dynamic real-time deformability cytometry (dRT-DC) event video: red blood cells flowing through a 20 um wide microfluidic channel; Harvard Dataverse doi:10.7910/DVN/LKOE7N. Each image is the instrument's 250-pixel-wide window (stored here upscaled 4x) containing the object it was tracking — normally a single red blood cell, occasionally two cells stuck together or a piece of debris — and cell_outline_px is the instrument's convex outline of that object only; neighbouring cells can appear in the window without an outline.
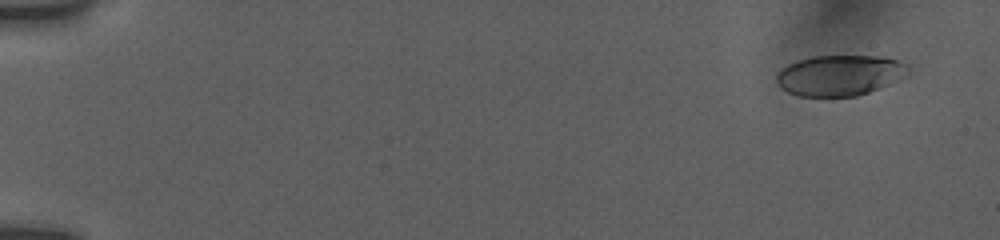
{"species": "human", "species_latin": "Homo sapiens", "temperature_condition": "room temperature", "stored_images_in_passage": 35, "camera_frame_rate_fps": 3000, "um_per_image_px": 0.085, "donor": {"sex": "female"}, "frame": {"image": 1, "passage_image": 2, "time_ms": 1.0, "image_size_px": [1000, 240], "cell_outline_px": [[912, 72], [908, 76], [868, 92], [856, 96], [796, 96], [780, 88], [776, 84], [776, 76], [780, 68], [796, 60], [812, 56], [876, 56], [896, 60], [904, 64]], "centroid_in_image_um": [71.33, 6.4], "position_along_channel_um": 13.7, "area_um2": 31.33}}
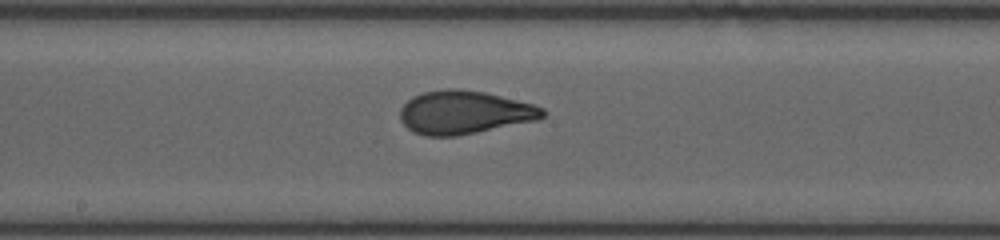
{"frame": {"image": 2, "passage_image": 19, "time_ms": 10.333, "image_size_px": [1000, 240], "cell_outline_px": [[548, 112], [544, 116], [536, 120], [456, 136], [428, 136], [412, 132], [400, 120], [400, 108], [412, 96], [424, 92], [444, 88], [456, 88], [484, 92], [532, 104], [544, 108]], "centroid_in_image_um": [39.44, 9.55], "position_along_channel_um": 208.8, "area_um2": 35.84}}
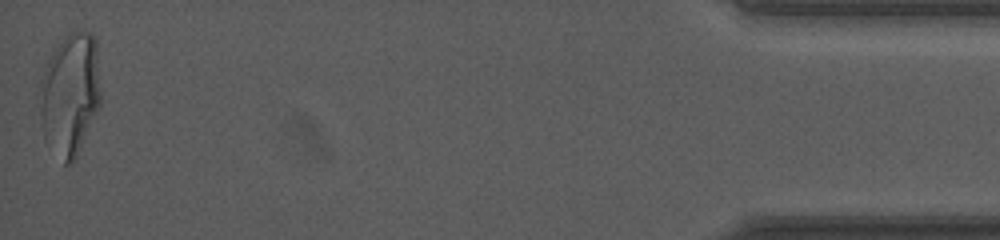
{"frame": {"image": 3, "passage_image": 35, "time_ms": 18.333, "image_size_px": [1000, 240], "cell_outline_px": [[100, 104], [76, 156], [68, 164], [64, 164], [44, 140], [40, 124], [40, 80], [48, 60], [52, 52], [72, 32], [88, 32], [96, 40], [100, 92]], "centroid_in_image_um": [5.93, 8.04], "position_along_channel_um": 429.3, "area_um2": 42.89}, "authors_computed_cell_mechanics": {"area_um2": 35.258, "velocity_mm_per_s": 3.7748, "shape_relaxation_time_tau1_ms": 8.9627, "shape_relaxation_time_tau2_ms": 0.8694, "deformation_change_tau1": 0.3123, "deformation_change_tau2": 0.0723}}